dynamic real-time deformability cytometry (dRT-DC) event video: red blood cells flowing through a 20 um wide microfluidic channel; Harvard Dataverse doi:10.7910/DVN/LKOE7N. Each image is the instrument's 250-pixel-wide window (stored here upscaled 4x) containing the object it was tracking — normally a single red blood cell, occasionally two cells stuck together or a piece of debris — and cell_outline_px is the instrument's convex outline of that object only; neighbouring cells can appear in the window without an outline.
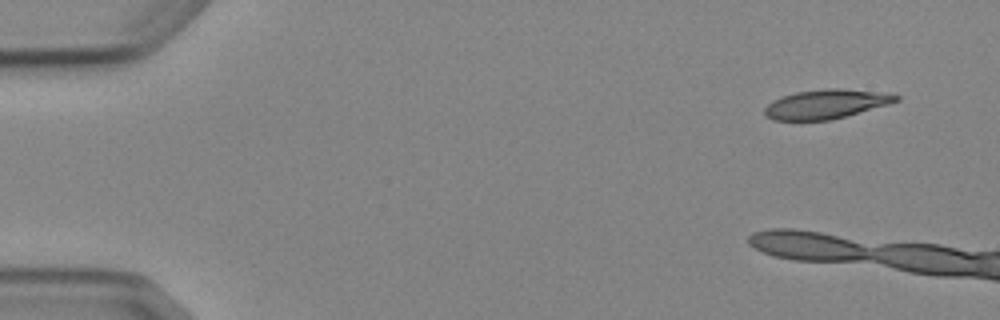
{"species": "Egyptian fruit bat (a non-hibernating species)", "species_latin": "Rousettus aegyptiacus", "temperature_condition": "cold", "stored_images_in_passage": 4, "camera_frame_rate_fps": 3000, "um_per_image_px": 0.085, "animal": {"sex": "female"}, "frame": {"image": 1, "passage_image": 1, "time_ms": 0.0, "image_size_px": [1000, 320], "cell_outline_px": [[900, 100], [888, 104], [844, 116], [828, 120], [772, 120], [764, 116], [764, 108], [772, 100], [796, 92], [832, 88], [836, 88], [872, 92], [900, 96]], "centroid_in_image_um": [70.12, 8.86], "position_along_channel_um": 14.9, "area_um2": 21.79}}